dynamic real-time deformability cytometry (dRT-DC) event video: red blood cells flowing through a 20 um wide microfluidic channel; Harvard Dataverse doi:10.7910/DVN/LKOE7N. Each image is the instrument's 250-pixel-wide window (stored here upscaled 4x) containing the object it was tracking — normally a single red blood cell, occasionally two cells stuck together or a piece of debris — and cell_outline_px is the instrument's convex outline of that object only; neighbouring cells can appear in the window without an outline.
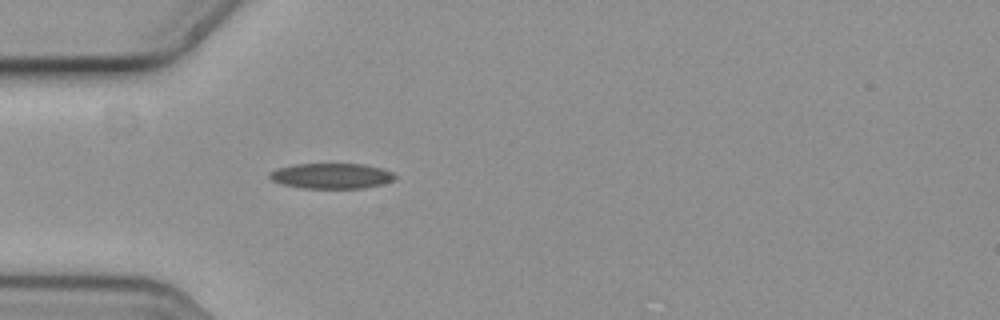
{"species": "common noctule bat (a hibernating species)", "species_latin": "Nyctalus noctula", "temperature_condition": "cold", "stored_images_in_passage": 2, "camera_frame_rate_fps": 3000, "um_per_image_px": 0.085, "animal": {"sex": "female", "body_mass_g": 19.3, "forearm_length_mm": 54.1}, "frame": {"image": 1, "passage_image": 2, "time_ms": 0.333, "image_size_px": [1000, 320], "cell_outline_px": [[396, 176], [392, 180], [380, 184], [364, 188], [300, 188], [280, 184], [272, 180], [268, 176], [268, 172], [276, 168], [292, 164], [364, 164], [380, 168], [392, 172]], "centroid_in_image_um": [28.09, 14.95], "position_along_channel_um": 56.9, "area_um2": 18.61}}